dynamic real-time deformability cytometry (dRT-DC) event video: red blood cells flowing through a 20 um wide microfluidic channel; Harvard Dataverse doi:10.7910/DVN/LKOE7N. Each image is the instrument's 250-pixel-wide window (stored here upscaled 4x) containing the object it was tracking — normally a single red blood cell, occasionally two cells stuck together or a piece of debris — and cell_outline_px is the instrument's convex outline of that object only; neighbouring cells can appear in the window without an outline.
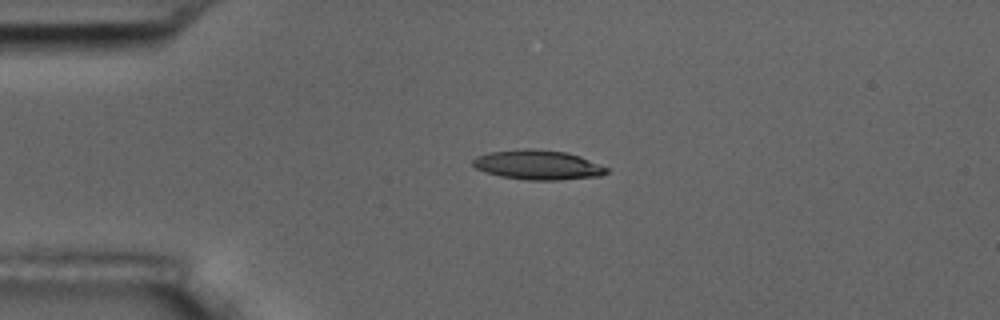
{"species": "common noctule bat (a hibernating species)", "species_latin": "Nyctalus noctula", "temperature_condition": "room temperature", "stored_images_in_passage": 44, "camera_frame_rate_fps": 3000, "um_per_image_px": 0.085, "animal": {"sex": "male", "body_mass_g": 17.5, "forearm_length_mm": 52.3}, "frame": {"image": 1, "passage_image": 1, "time_ms": 0.0, "image_size_px": [1000, 320], "cell_outline_px": [[608, 172], [600, 176], [560, 180], [528, 180], [500, 176], [484, 172], [476, 168], [472, 164], [472, 160], [476, 156], [488, 152], [516, 148], [532, 148], [568, 152], [580, 156], [608, 168]], "centroid_in_image_um": [45.68, 14.0], "position_along_channel_um": 39.3, "area_um2": 23.35}}
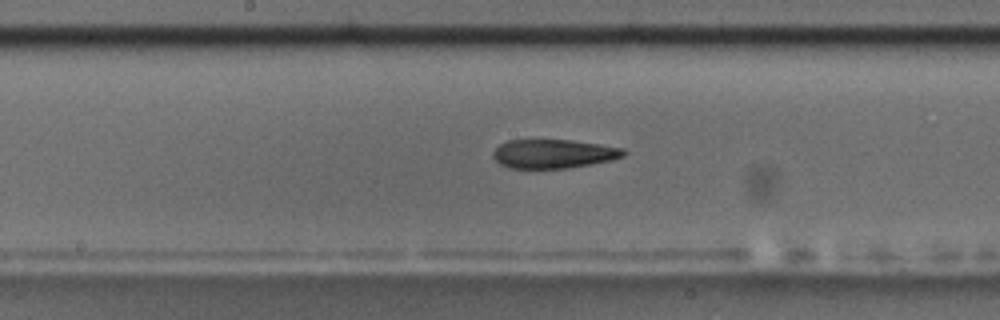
{"frame": {"image": 2, "passage_image": 17, "time_ms": 5.333, "image_size_px": [1000, 320], "cell_outline_px": [[628, 152], [624, 156], [612, 160], [568, 168], [508, 168], [500, 164], [492, 156], [492, 152], [500, 144], [508, 140], [572, 140], [600, 144], [624, 148]], "centroid_in_image_um": [47.07, 13.07], "position_along_channel_um": 201.1, "area_um2": 22.08}}
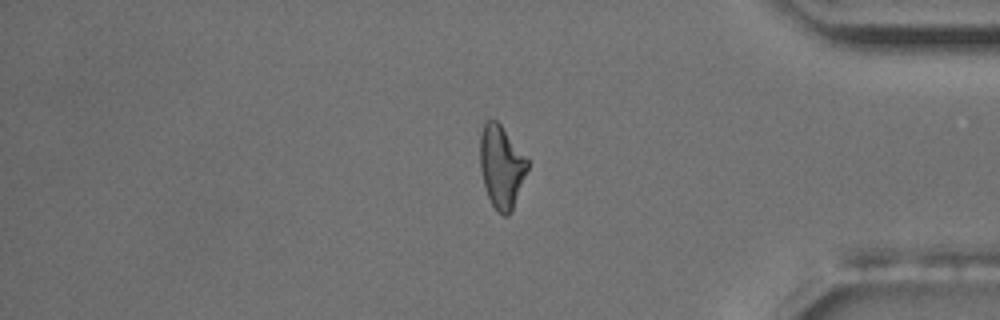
{"frame": {"image": 3, "passage_image": 35, "time_ms": 11.333, "image_size_px": [1000, 320], "cell_outline_px": [[528, 168], [512, 212], [508, 216], [504, 216], [496, 212], [488, 196], [484, 184], [480, 168], [480, 136], [484, 120], [496, 120], [500, 124], [528, 160]], "centroid_in_image_um": [42.61, 14.19], "position_along_channel_um": 392.6, "area_um2": 22.77}, "authors_computed_cell_mechanics": {"area_um2": 23.2645, "velocity_mm_per_s": 3.5898, "shape_relaxation_time_tau1_ms": null, "shape_relaxation_time_tau2_ms": 5.1191, "deformation_change_tau1": null, "deformation_change_tau2": 0.1533}}